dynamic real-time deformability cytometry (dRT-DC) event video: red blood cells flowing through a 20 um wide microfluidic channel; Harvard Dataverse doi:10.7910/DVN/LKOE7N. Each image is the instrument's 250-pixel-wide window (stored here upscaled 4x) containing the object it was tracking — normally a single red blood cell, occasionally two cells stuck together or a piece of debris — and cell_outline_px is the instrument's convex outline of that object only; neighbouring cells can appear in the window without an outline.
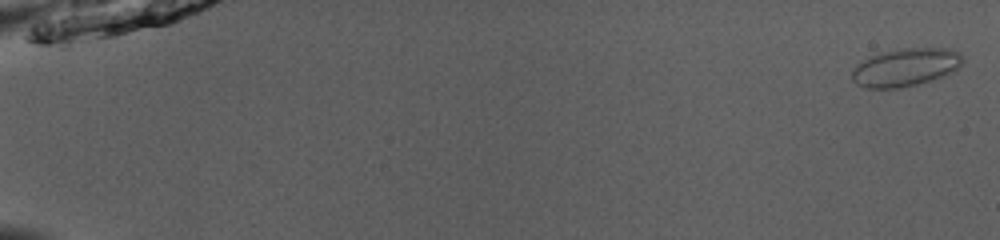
{"species": "common noctule bat (a hibernating species)", "species_latin": "Nyctalus noctula", "temperature_condition": "room temperature", "stored_images_in_passage": 53, "camera_frame_rate_fps": 3000, "um_per_image_px": 0.085, "animal": {"sex": "male", "body_mass_g": 13.0, "forearm_length_mm": 53.1}, "frame": {"image": 1, "passage_image": 1, "time_ms": 0.0, "image_size_px": [1000, 240], "cell_outline_px": [[964, 60], [952, 72], [944, 76], [932, 80], [900, 88], [864, 88], [856, 84], [852, 80], [852, 72], [868, 56], [884, 52], [904, 48], [952, 48], [960, 52], [964, 56]], "centroid_in_image_um": [77.01, 5.72], "position_along_channel_um": 8.0, "area_um2": 24.45}}
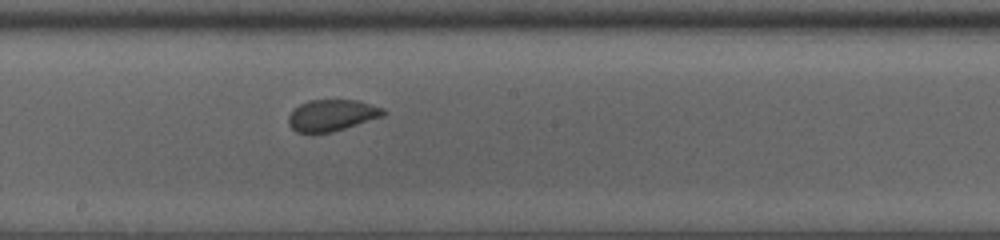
{"frame": {"image": 2, "passage_image": 31, "time_ms": 10.0, "image_size_px": [1000, 240], "cell_outline_px": [[388, 112], [384, 116], [332, 132], [296, 132], [288, 124], [288, 116], [300, 104], [308, 100], [356, 100], [384, 108]], "centroid_in_image_um": [28.24, 9.79], "position_along_channel_um": 220.0, "area_um2": 17.28}}
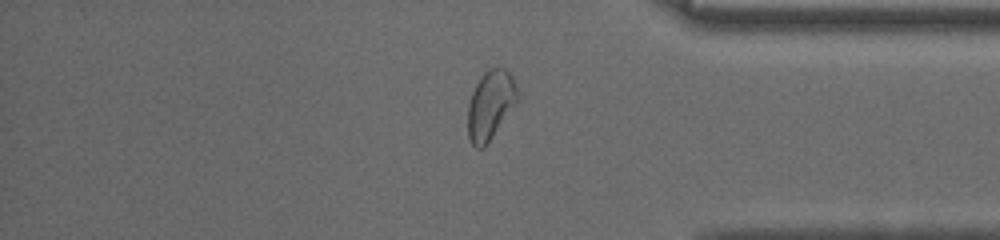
{"frame": {"image": 3, "passage_image": 45, "time_ms": 14.667, "image_size_px": [1000, 240], "cell_outline_px": [[520, 96], [516, 104], [488, 144], [484, 148], [476, 148], [472, 144], [468, 136], [468, 104], [472, 92], [480, 76], [488, 68], [504, 68], [512, 76], [520, 92]], "centroid_in_image_um": [41.71, 8.93], "position_along_channel_um": 393.5, "area_um2": 20.29}, "authors_computed_cell_mechanics": {"area_um2": 19.7098, "velocity_mm_per_s": 3.9318, "shape_relaxation_time_tau1_ms": 6.0534, "shape_relaxation_time_tau2_ms": null, "deformation_change_tau1": 0.0956, "deformation_change_tau2": null}}